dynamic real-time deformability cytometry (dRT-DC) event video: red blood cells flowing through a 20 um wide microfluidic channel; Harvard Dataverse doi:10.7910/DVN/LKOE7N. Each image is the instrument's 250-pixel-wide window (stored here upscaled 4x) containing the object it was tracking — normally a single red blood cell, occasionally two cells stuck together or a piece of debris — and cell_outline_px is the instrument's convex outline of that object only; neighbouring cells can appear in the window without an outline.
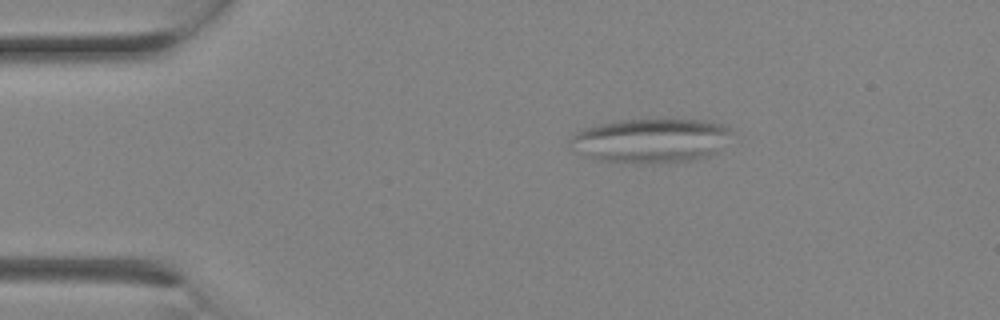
{"species": "Egyptian fruit bat (a non-hibernating species)", "species_latin": "Rousettus aegyptiacus", "temperature_condition": "room temperature", "stored_images_in_passage": 1, "camera_frame_rate_fps": 3000, "um_per_image_px": 0.085, "animal": {"sex": "female"}, "frame": {"image": 1, "passage_image": 1, "time_ms": 0.0, "image_size_px": [1000, 320], "cell_outline_px": [[736, 132], [716, 152], [704, 156], [688, 160], [600, 160], [588, 156], [568, 144], [568, 140], [576, 132], [584, 128], [600, 124], [620, 120], [704, 120], [728, 124]], "centroid_in_image_um": [55.4, 11.87], "position_along_channel_um": 29.6, "area_um2": 40.29}}